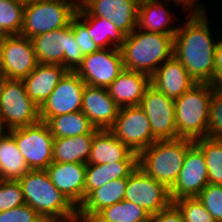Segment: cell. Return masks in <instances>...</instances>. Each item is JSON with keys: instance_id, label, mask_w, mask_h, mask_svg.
Segmentation results:
<instances>
[{"instance_id": "9a60e30c", "label": "cell", "mask_w": 222, "mask_h": 222, "mask_svg": "<svg viewBox=\"0 0 222 222\" xmlns=\"http://www.w3.org/2000/svg\"><path fill=\"white\" fill-rule=\"evenodd\" d=\"M139 106L146 113L152 135L156 140L177 138L173 99L150 84L146 88Z\"/></svg>"}, {"instance_id": "8fae6325", "label": "cell", "mask_w": 222, "mask_h": 222, "mask_svg": "<svg viewBox=\"0 0 222 222\" xmlns=\"http://www.w3.org/2000/svg\"><path fill=\"white\" fill-rule=\"evenodd\" d=\"M124 200L139 205L151 216L172 203L169 189L146 174L139 166L127 178Z\"/></svg>"}, {"instance_id": "484cf974", "label": "cell", "mask_w": 222, "mask_h": 222, "mask_svg": "<svg viewBox=\"0 0 222 222\" xmlns=\"http://www.w3.org/2000/svg\"><path fill=\"white\" fill-rule=\"evenodd\" d=\"M94 134L54 138L53 162L88 164Z\"/></svg>"}, {"instance_id": "7402d4cb", "label": "cell", "mask_w": 222, "mask_h": 222, "mask_svg": "<svg viewBox=\"0 0 222 222\" xmlns=\"http://www.w3.org/2000/svg\"><path fill=\"white\" fill-rule=\"evenodd\" d=\"M149 85L148 75L125 69L110 84L107 91L119 107L138 106Z\"/></svg>"}, {"instance_id": "ac0fdd59", "label": "cell", "mask_w": 222, "mask_h": 222, "mask_svg": "<svg viewBox=\"0 0 222 222\" xmlns=\"http://www.w3.org/2000/svg\"><path fill=\"white\" fill-rule=\"evenodd\" d=\"M86 165L52 162L45 170L52 184L78 208L85 198Z\"/></svg>"}, {"instance_id": "8d00e7d4", "label": "cell", "mask_w": 222, "mask_h": 222, "mask_svg": "<svg viewBox=\"0 0 222 222\" xmlns=\"http://www.w3.org/2000/svg\"><path fill=\"white\" fill-rule=\"evenodd\" d=\"M25 204L19 181L0 179V212Z\"/></svg>"}, {"instance_id": "4fadbf2b", "label": "cell", "mask_w": 222, "mask_h": 222, "mask_svg": "<svg viewBox=\"0 0 222 222\" xmlns=\"http://www.w3.org/2000/svg\"><path fill=\"white\" fill-rule=\"evenodd\" d=\"M125 70L119 48L98 49L84 56L75 71L88 86L108 88Z\"/></svg>"}, {"instance_id": "cb8c5ba5", "label": "cell", "mask_w": 222, "mask_h": 222, "mask_svg": "<svg viewBox=\"0 0 222 222\" xmlns=\"http://www.w3.org/2000/svg\"><path fill=\"white\" fill-rule=\"evenodd\" d=\"M127 178H119L92 190L77 208L78 218L97 215L105 207L124 200Z\"/></svg>"}, {"instance_id": "74e56055", "label": "cell", "mask_w": 222, "mask_h": 222, "mask_svg": "<svg viewBox=\"0 0 222 222\" xmlns=\"http://www.w3.org/2000/svg\"><path fill=\"white\" fill-rule=\"evenodd\" d=\"M70 24L73 30L74 40L84 56L89 55L99 49L92 38L89 36L87 31V21L82 18L78 12L71 20Z\"/></svg>"}, {"instance_id": "83f0119b", "label": "cell", "mask_w": 222, "mask_h": 222, "mask_svg": "<svg viewBox=\"0 0 222 222\" xmlns=\"http://www.w3.org/2000/svg\"><path fill=\"white\" fill-rule=\"evenodd\" d=\"M77 12L87 21V31L99 49L120 48L125 35L109 20L92 16L80 3Z\"/></svg>"}, {"instance_id": "836d02e7", "label": "cell", "mask_w": 222, "mask_h": 222, "mask_svg": "<svg viewBox=\"0 0 222 222\" xmlns=\"http://www.w3.org/2000/svg\"><path fill=\"white\" fill-rule=\"evenodd\" d=\"M173 203L181 211L184 222H216L197 197L181 198Z\"/></svg>"}, {"instance_id": "5b68a950", "label": "cell", "mask_w": 222, "mask_h": 222, "mask_svg": "<svg viewBox=\"0 0 222 222\" xmlns=\"http://www.w3.org/2000/svg\"><path fill=\"white\" fill-rule=\"evenodd\" d=\"M213 85L196 83L174 100L177 138L207 137Z\"/></svg>"}, {"instance_id": "1f68e13d", "label": "cell", "mask_w": 222, "mask_h": 222, "mask_svg": "<svg viewBox=\"0 0 222 222\" xmlns=\"http://www.w3.org/2000/svg\"><path fill=\"white\" fill-rule=\"evenodd\" d=\"M194 143L204 154L209 183L222 185V139L203 137Z\"/></svg>"}, {"instance_id": "7dc6e473", "label": "cell", "mask_w": 222, "mask_h": 222, "mask_svg": "<svg viewBox=\"0 0 222 222\" xmlns=\"http://www.w3.org/2000/svg\"><path fill=\"white\" fill-rule=\"evenodd\" d=\"M68 222H86L84 219H80V218H75V219H73V220H70V221H68Z\"/></svg>"}, {"instance_id": "8992f818", "label": "cell", "mask_w": 222, "mask_h": 222, "mask_svg": "<svg viewBox=\"0 0 222 222\" xmlns=\"http://www.w3.org/2000/svg\"><path fill=\"white\" fill-rule=\"evenodd\" d=\"M79 6V0H46L25 5L21 36L36 35L70 25Z\"/></svg>"}, {"instance_id": "f35d334b", "label": "cell", "mask_w": 222, "mask_h": 222, "mask_svg": "<svg viewBox=\"0 0 222 222\" xmlns=\"http://www.w3.org/2000/svg\"><path fill=\"white\" fill-rule=\"evenodd\" d=\"M42 217L29 205L0 212V222H39Z\"/></svg>"}, {"instance_id": "30bf717a", "label": "cell", "mask_w": 222, "mask_h": 222, "mask_svg": "<svg viewBox=\"0 0 222 222\" xmlns=\"http://www.w3.org/2000/svg\"><path fill=\"white\" fill-rule=\"evenodd\" d=\"M109 130L137 154L156 141L149 119L139 105L120 107L114 125Z\"/></svg>"}, {"instance_id": "d4e9b609", "label": "cell", "mask_w": 222, "mask_h": 222, "mask_svg": "<svg viewBox=\"0 0 222 222\" xmlns=\"http://www.w3.org/2000/svg\"><path fill=\"white\" fill-rule=\"evenodd\" d=\"M160 0H140L137 28L142 31L175 35L179 26L169 28L174 13ZM167 27V28H166Z\"/></svg>"}, {"instance_id": "603a6c76", "label": "cell", "mask_w": 222, "mask_h": 222, "mask_svg": "<svg viewBox=\"0 0 222 222\" xmlns=\"http://www.w3.org/2000/svg\"><path fill=\"white\" fill-rule=\"evenodd\" d=\"M68 70L62 65L41 64L23 79L30 99L40 107L54 91L60 79Z\"/></svg>"}, {"instance_id": "ffe728a7", "label": "cell", "mask_w": 222, "mask_h": 222, "mask_svg": "<svg viewBox=\"0 0 222 222\" xmlns=\"http://www.w3.org/2000/svg\"><path fill=\"white\" fill-rule=\"evenodd\" d=\"M150 84L175 100L196 82L191 78L184 65L173 55L150 77Z\"/></svg>"}, {"instance_id": "7bdbcfd3", "label": "cell", "mask_w": 222, "mask_h": 222, "mask_svg": "<svg viewBox=\"0 0 222 222\" xmlns=\"http://www.w3.org/2000/svg\"><path fill=\"white\" fill-rule=\"evenodd\" d=\"M84 220H85L86 222H105V221H103L98 215L84 218Z\"/></svg>"}, {"instance_id": "7c38bea8", "label": "cell", "mask_w": 222, "mask_h": 222, "mask_svg": "<svg viewBox=\"0 0 222 222\" xmlns=\"http://www.w3.org/2000/svg\"><path fill=\"white\" fill-rule=\"evenodd\" d=\"M85 86L86 83L75 71H67L39 107L40 120L47 122L54 116L81 111Z\"/></svg>"}, {"instance_id": "4316f807", "label": "cell", "mask_w": 222, "mask_h": 222, "mask_svg": "<svg viewBox=\"0 0 222 222\" xmlns=\"http://www.w3.org/2000/svg\"><path fill=\"white\" fill-rule=\"evenodd\" d=\"M138 161H120L110 164H87L85 197L94 189L119 178H128L137 168Z\"/></svg>"}, {"instance_id": "4dcf8cb0", "label": "cell", "mask_w": 222, "mask_h": 222, "mask_svg": "<svg viewBox=\"0 0 222 222\" xmlns=\"http://www.w3.org/2000/svg\"><path fill=\"white\" fill-rule=\"evenodd\" d=\"M105 222H150L151 215L139 205L121 200L97 214Z\"/></svg>"}, {"instance_id": "9c48e42d", "label": "cell", "mask_w": 222, "mask_h": 222, "mask_svg": "<svg viewBox=\"0 0 222 222\" xmlns=\"http://www.w3.org/2000/svg\"><path fill=\"white\" fill-rule=\"evenodd\" d=\"M15 139L30 170H45L53 162L54 136L46 122L8 131Z\"/></svg>"}, {"instance_id": "e0dca14e", "label": "cell", "mask_w": 222, "mask_h": 222, "mask_svg": "<svg viewBox=\"0 0 222 222\" xmlns=\"http://www.w3.org/2000/svg\"><path fill=\"white\" fill-rule=\"evenodd\" d=\"M79 3L92 16L109 20L125 36L137 27L140 0H79Z\"/></svg>"}, {"instance_id": "ab89813d", "label": "cell", "mask_w": 222, "mask_h": 222, "mask_svg": "<svg viewBox=\"0 0 222 222\" xmlns=\"http://www.w3.org/2000/svg\"><path fill=\"white\" fill-rule=\"evenodd\" d=\"M150 222H184V218L178 207L171 203L167 208L152 215Z\"/></svg>"}, {"instance_id": "b9f144b4", "label": "cell", "mask_w": 222, "mask_h": 222, "mask_svg": "<svg viewBox=\"0 0 222 222\" xmlns=\"http://www.w3.org/2000/svg\"><path fill=\"white\" fill-rule=\"evenodd\" d=\"M212 85L222 88V39L215 51V71Z\"/></svg>"}, {"instance_id": "f546056e", "label": "cell", "mask_w": 222, "mask_h": 222, "mask_svg": "<svg viewBox=\"0 0 222 222\" xmlns=\"http://www.w3.org/2000/svg\"><path fill=\"white\" fill-rule=\"evenodd\" d=\"M46 123L54 138L74 137L96 133L99 130L90 123L89 118L82 111L54 116Z\"/></svg>"}, {"instance_id": "f1b7e54d", "label": "cell", "mask_w": 222, "mask_h": 222, "mask_svg": "<svg viewBox=\"0 0 222 222\" xmlns=\"http://www.w3.org/2000/svg\"><path fill=\"white\" fill-rule=\"evenodd\" d=\"M29 171L14 137L6 131L0 136V179L18 181Z\"/></svg>"}, {"instance_id": "d590c367", "label": "cell", "mask_w": 222, "mask_h": 222, "mask_svg": "<svg viewBox=\"0 0 222 222\" xmlns=\"http://www.w3.org/2000/svg\"><path fill=\"white\" fill-rule=\"evenodd\" d=\"M197 198L216 222H222V185L209 183Z\"/></svg>"}, {"instance_id": "ee69618b", "label": "cell", "mask_w": 222, "mask_h": 222, "mask_svg": "<svg viewBox=\"0 0 222 222\" xmlns=\"http://www.w3.org/2000/svg\"><path fill=\"white\" fill-rule=\"evenodd\" d=\"M39 222H67L55 218H42Z\"/></svg>"}, {"instance_id": "44dd1931", "label": "cell", "mask_w": 222, "mask_h": 222, "mask_svg": "<svg viewBox=\"0 0 222 222\" xmlns=\"http://www.w3.org/2000/svg\"><path fill=\"white\" fill-rule=\"evenodd\" d=\"M138 161V154L122 143L109 130H98L93 137L88 164H110Z\"/></svg>"}, {"instance_id": "d6a6232c", "label": "cell", "mask_w": 222, "mask_h": 222, "mask_svg": "<svg viewBox=\"0 0 222 222\" xmlns=\"http://www.w3.org/2000/svg\"><path fill=\"white\" fill-rule=\"evenodd\" d=\"M25 4L18 0H0V37L20 35Z\"/></svg>"}, {"instance_id": "e575fe53", "label": "cell", "mask_w": 222, "mask_h": 222, "mask_svg": "<svg viewBox=\"0 0 222 222\" xmlns=\"http://www.w3.org/2000/svg\"><path fill=\"white\" fill-rule=\"evenodd\" d=\"M207 137L222 139V88L213 86Z\"/></svg>"}, {"instance_id": "2e32d148", "label": "cell", "mask_w": 222, "mask_h": 222, "mask_svg": "<svg viewBox=\"0 0 222 222\" xmlns=\"http://www.w3.org/2000/svg\"><path fill=\"white\" fill-rule=\"evenodd\" d=\"M209 184L208 168L202 150L194 143L188 150L178 178L169 189L172 203L181 198L197 197Z\"/></svg>"}, {"instance_id": "bcb514c9", "label": "cell", "mask_w": 222, "mask_h": 222, "mask_svg": "<svg viewBox=\"0 0 222 222\" xmlns=\"http://www.w3.org/2000/svg\"><path fill=\"white\" fill-rule=\"evenodd\" d=\"M2 78V55H1V42H0V79Z\"/></svg>"}, {"instance_id": "3957f363", "label": "cell", "mask_w": 222, "mask_h": 222, "mask_svg": "<svg viewBox=\"0 0 222 222\" xmlns=\"http://www.w3.org/2000/svg\"><path fill=\"white\" fill-rule=\"evenodd\" d=\"M18 181L25 204L42 218L68 222L78 217L77 208L52 184L46 170H30Z\"/></svg>"}, {"instance_id": "7a4b0ae2", "label": "cell", "mask_w": 222, "mask_h": 222, "mask_svg": "<svg viewBox=\"0 0 222 222\" xmlns=\"http://www.w3.org/2000/svg\"><path fill=\"white\" fill-rule=\"evenodd\" d=\"M119 49L125 69L151 77L173 56L174 35L142 31L136 27L125 36Z\"/></svg>"}, {"instance_id": "ba28073f", "label": "cell", "mask_w": 222, "mask_h": 222, "mask_svg": "<svg viewBox=\"0 0 222 222\" xmlns=\"http://www.w3.org/2000/svg\"><path fill=\"white\" fill-rule=\"evenodd\" d=\"M40 121L39 107L30 99L23 80L0 79V122L9 131Z\"/></svg>"}, {"instance_id": "c3c4849f", "label": "cell", "mask_w": 222, "mask_h": 222, "mask_svg": "<svg viewBox=\"0 0 222 222\" xmlns=\"http://www.w3.org/2000/svg\"><path fill=\"white\" fill-rule=\"evenodd\" d=\"M5 132H6V130H4V127H3L2 123L0 122V136Z\"/></svg>"}, {"instance_id": "60d3db41", "label": "cell", "mask_w": 222, "mask_h": 222, "mask_svg": "<svg viewBox=\"0 0 222 222\" xmlns=\"http://www.w3.org/2000/svg\"><path fill=\"white\" fill-rule=\"evenodd\" d=\"M163 1H165V0H163ZM166 1H170V0H166ZM172 1L175 2L176 4L178 3V6L180 4L184 8L188 9L186 11L190 10V14L187 15L188 18L189 17H201V16L206 15L205 7H203L204 5L201 6V4H200V6H199L197 3L198 2L197 0H171V3H172ZM193 7H194V10L192 9ZM191 10H193V12Z\"/></svg>"}, {"instance_id": "52a82bcc", "label": "cell", "mask_w": 222, "mask_h": 222, "mask_svg": "<svg viewBox=\"0 0 222 222\" xmlns=\"http://www.w3.org/2000/svg\"><path fill=\"white\" fill-rule=\"evenodd\" d=\"M38 63L62 65L68 71H76L84 55L74 40L71 24L31 38Z\"/></svg>"}, {"instance_id": "f6af8a7d", "label": "cell", "mask_w": 222, "mask_h": 222, "mask_svg": "<svg viewBox=\"0 0 222 222\" xmlns=\"http://www.w3.org/2000/svg\"><path fill=\"white\" fill-rule=\"evenodd\" d=\"M21 1L23 4H29V3H33V2H42V1H46V0H18Z\"/></svg>"}, {"instance_id": "d6986e66", "label": "cell", "mask_w": 222, "mask_h": 222, "mask_svg": "<svg viewBox=\"0 0 222 222\" xmlns=\"http://www.w3.org/2000/svg\"><path fill=\"white\" fill-rule=\"evenodd\" d=\"M119 108L107 88L85 86L81 111L95 128L110 129L114 125Z\"/></svg>"}, {"instance_id": "6da1fadb", "label": "cell", "mask_w": 222, "mask_h": 222, "mask_svg": "<svg viewBox=\"0 0 222 222\" xmlns=\"http://www.w3.org/2000/svg\"><path fill=\"white\" fill-rule=\"evenodd\" d=\"M207 16L189 17L174 35L173 55L184 65L196 83L212 84L215 51L221 40L214 42Z\"/></svg>"}, {"instance_id": "277c9868", "label": "cell", "mask_w": 222, "mask_h": 222, "mask_svg": "<svg viewBox=\"0 0 222 222\" xmlns=\"http://www.w3.org/2000/svg\"><path fill=\"white\" fill-rule=\"evenodd\" d=\"M193 144L194 140L179 137L156 140L138 154V166L170 189L182 169L187 150Z\"/></svg>"}, {"instance_id": "5bb4252c", "label": "cell", "mask_w": 222, "mask_h": 222, "mask_svg": "<svg viewBox=\"0 0 222 222\" xmlns=\"http://www.w3.org/2000/svg\"><path fill=\"white\" fill-rule=\"evenodd\" d=\"M2 78L23 80L39 64L33 43L21 35L1 36Z\"/></svg>"}]
</instances>
